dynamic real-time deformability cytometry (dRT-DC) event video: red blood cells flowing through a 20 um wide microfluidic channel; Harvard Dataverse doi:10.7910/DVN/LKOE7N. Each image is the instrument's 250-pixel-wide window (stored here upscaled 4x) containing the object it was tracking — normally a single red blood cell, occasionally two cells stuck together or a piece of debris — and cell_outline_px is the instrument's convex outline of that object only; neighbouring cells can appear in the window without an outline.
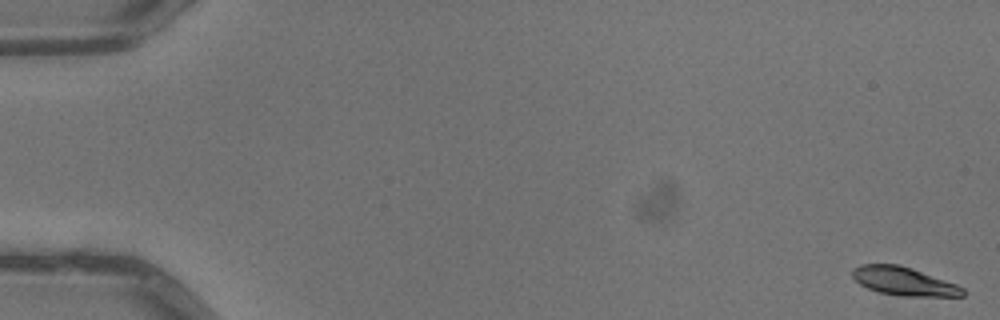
{"species": "common noctule bat (a hibernating species)", "species_latin": "Nyctalus noctula", "temperature_condition": "warm", "stored_images_in_passage": 6, "camera_frame_rate_fps": 3000, "um_per_image_px": 0.085, "animal": {"sex": "male", "body_mass_g": 13.3}, "frame": {"image": 1, "passage_image": 1, "time_ms": 0.0, "image_size_px": [1000, 320], "cell_outline_px": [[964, 296], [900, 296], [876, 292], [860, 284], [852, 276], [852, 268], [860, 264], [900, 264], [912, 268], [956, 284], [964, 288]], "centroid_in_image_um": [76.79, 23.9], "position_along_channel_um": 8.2, "area_um2": 18.32}}